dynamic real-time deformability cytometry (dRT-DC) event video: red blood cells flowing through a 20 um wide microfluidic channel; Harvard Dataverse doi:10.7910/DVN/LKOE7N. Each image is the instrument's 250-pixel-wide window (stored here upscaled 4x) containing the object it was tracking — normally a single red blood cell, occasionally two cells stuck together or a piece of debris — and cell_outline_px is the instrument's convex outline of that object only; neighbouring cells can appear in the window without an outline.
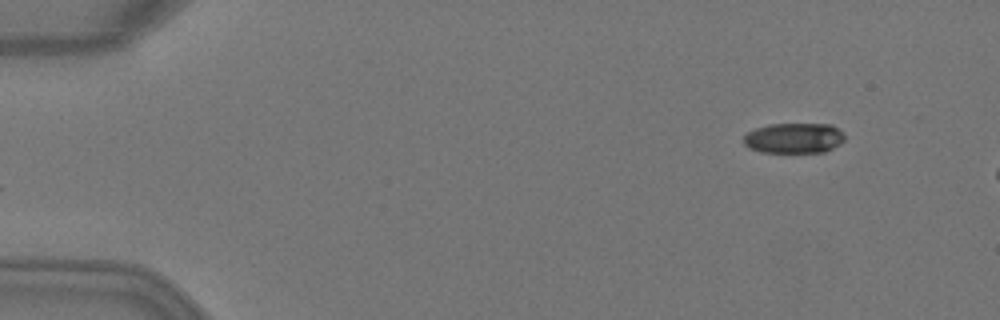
{"species": "Egyptian fruit bat (a non-hibernating species)", "species_latin": "Rousettus aegyptiacus", "temperature_condition": "warm", "stored_images_in_passage": 3, "camera_frame_rate_fps": 3000, "um_per_image_px": 0.085, "animal": {"sex": "female"}, "frame": {"image": 1, "passage_image": 1, "time_ms": 0.0, "image_size_px": [1000, 320], "cell_outline_px": [[844, 140], [840, 144], [824, 152], [760, 152], [748, 148], [744, 144], [744, 136], [748, 132], [756, 128], [768, 124], [832, 124], [844, 132]], "centroid_in_image_um": [67.5, 11.73], "position_along_channel_um": 17.5, "area_um2": 17.98}}